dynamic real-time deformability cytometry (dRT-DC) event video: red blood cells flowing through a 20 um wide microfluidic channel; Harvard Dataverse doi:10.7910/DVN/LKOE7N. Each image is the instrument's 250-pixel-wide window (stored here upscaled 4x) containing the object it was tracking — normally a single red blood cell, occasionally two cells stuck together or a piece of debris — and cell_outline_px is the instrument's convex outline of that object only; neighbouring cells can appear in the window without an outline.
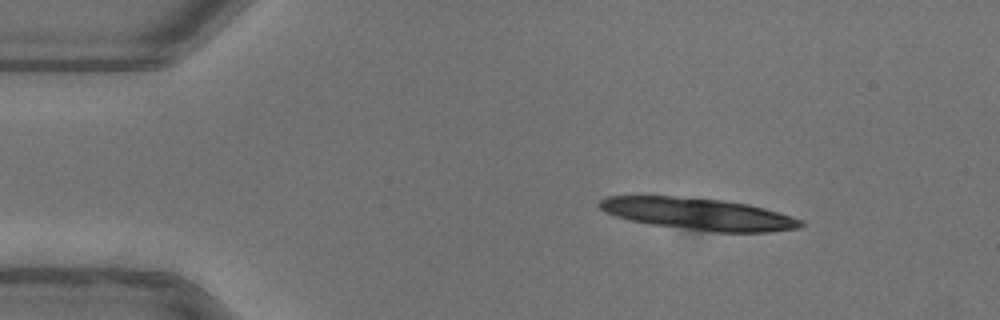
{"species": "common noctule bat (a hibernating species)", "species_latin": "Nyctalus noctula", "temperature_condition": "warm", "stored_images_in_passage": 9, "camera_frame_rate_fps": 3000, "um_per_image_px": 0.085, "animal": {"sex": "female"}, "frame": {"image": 1, "passage_image": 2, "time_ms": 0.333, "image_size_px": [1000, 320], "cell_outline_px": [[804, 224], [800, 228], [768, 232], [712, 232], [652, 224], [632, 220], [616, 216], [600, 208], [596, 204], [600, 200], [608, 196], [676, 196], [728, 200], [748, 204], [764, 208], [792, 216], [804, 220]], "centroid_in_image_um": [59.42, 18.18], "position_along_channel_um": 25.6, "area_um2": 37.4}}